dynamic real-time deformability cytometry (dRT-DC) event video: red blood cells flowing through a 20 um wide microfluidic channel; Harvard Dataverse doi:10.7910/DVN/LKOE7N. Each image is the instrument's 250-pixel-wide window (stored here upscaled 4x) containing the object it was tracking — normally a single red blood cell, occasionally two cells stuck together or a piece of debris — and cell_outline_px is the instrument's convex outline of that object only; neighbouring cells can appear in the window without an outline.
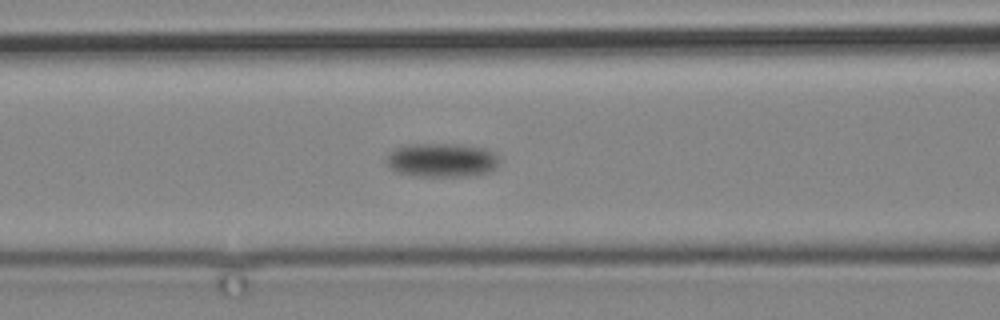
{"species": "common noctule bat (a hibernating species)", "species_latin": "Nyctalus noctula", "temperature_condition": "cold", "stored_images_in_passage": 7, "camera_frame_rate_fps": 3000, "um_per_image_px": 0.085, "animal": {"sex": "male", "body_mass_g": 19.2, "forearm_length_mm": 51.8}, "frame": {"image": 1, "passage_image": 4, "time_ms": 3.333, "image_size_px": [1000, 320], "cell_outline_px": [[500, 164], [496, 168], [488, 172], [468, 176], [412, 176], [396, 172], [388, 168], [388, 156], [396, 148], [404, 144], [460, 144], [488, 148], [496, 152], [500, 160]], "centroid_in_image_um": [37.61, 13.6], "position_along_channel_um": 129.0, "area_um2": 22.72}}
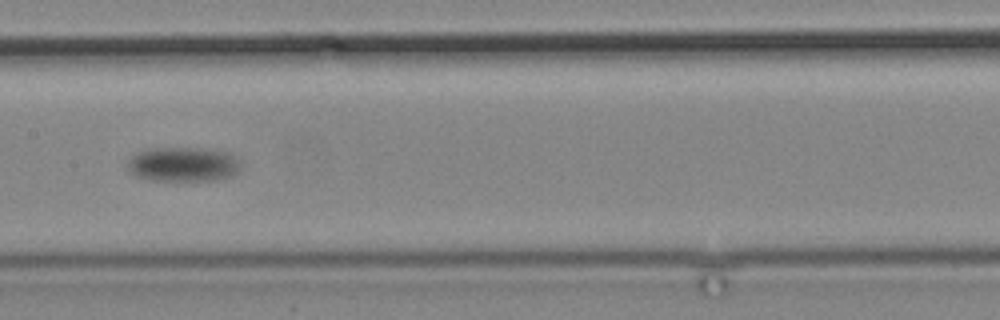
{"frame": {"image": 2, "passage_image": 6, "time_ms": 5.667, "image_size_px": [1000, 320], "cell_outline_px": [[240, 168], [232, 176], [220, 180], [152, 180], [136, 176], [128, 168], [128, 164], [132, 156], [136, 152], [148, 148], [216, 148], [228, 152], [232, 156]], "centroid_in_image_um": [15.56, 13.95], "position_along_channel_um": 191.8, "area_um2": 22.72}}